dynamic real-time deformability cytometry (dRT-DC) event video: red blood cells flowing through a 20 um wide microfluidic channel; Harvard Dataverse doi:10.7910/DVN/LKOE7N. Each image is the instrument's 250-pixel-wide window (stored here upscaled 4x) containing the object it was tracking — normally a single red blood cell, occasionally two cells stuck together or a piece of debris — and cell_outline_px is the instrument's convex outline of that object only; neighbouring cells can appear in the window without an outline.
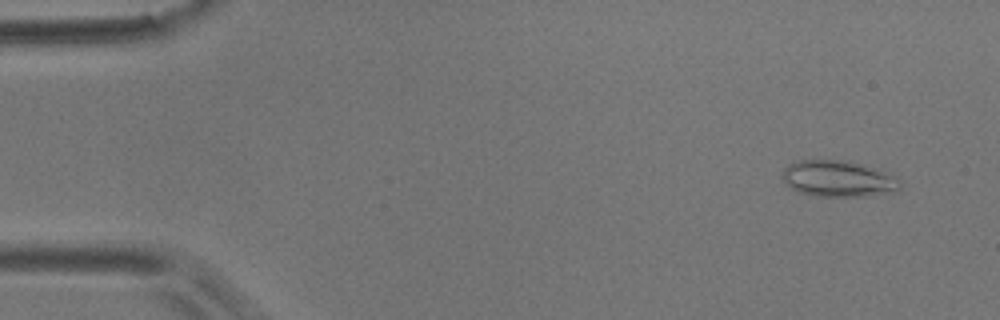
{"species": "common noctule bat (a hibernating species)", "species_latin": "Nyctalus noctula", "temperature_condition": "room temperature", "stored_images_in_passage": 55, "camera_frame_rate_fps": 3000, "um_per_image_px": 0.085, "animal": {"sex": "male", "body_mass_g": 17.9}, "frame": {"image": 1, "passage_image": 4, "time_ms": 1.0, "image_size_px": [1000, 320], "cell_outline_px": [[900, 188], [896, 192], [868, 196], [816, 196], [800, 192], [792, 188], [780, 176], [784, 168], [788, 164], [800, 160], [844, 160], [864, 164], [880, 168], [900, 180]], "centroid_in_image_um": [71.29, 15.18], "position_along_channel_um": 13.7, "area_um2": 25.14}}
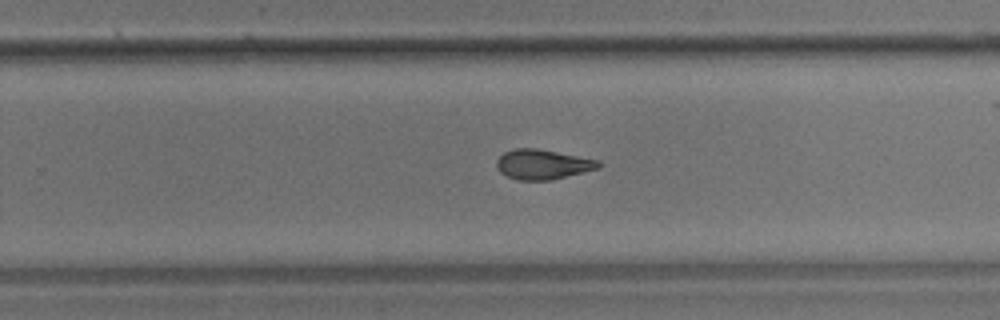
{"frame": {"image": 2, "passage_image": 35, "time_ms": 11.333, "image_size_px": [1000, 320], "cell_outline_px": [[600, 168], [552, 180], [516, 180], [500, 172], [496, 168], [496, 160], [504, 152], [516, 148], [536, 148], [596, 160], [600, 164]], "centroid_in_image_um": [46.08, 13.98], "position_along_channel_um": 283.7, "area_um2": 17.57}}
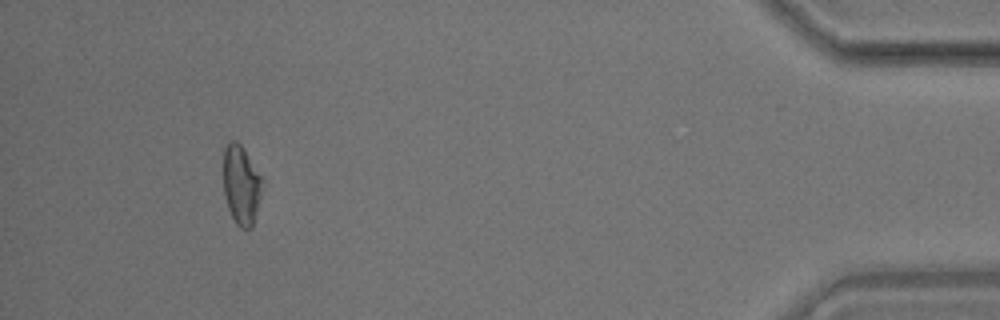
{"frame": {"image": 3, "passage_image": 51, "time_ms": 16.667, "image_size_px": [1000, 320], "cell_outline_px": [[264, 180], [260, 200], [252, 228], [240, 228], [236, 224], [228, 208], [224, 196], [224, 148], [232, 140], [236, 140], [244, 148]], "centroid_in_image_um": [20.53, 15.72], "position_along_channel_um": 414.7, "area_um2": 18.09}, "authors_computed_cell_mechanics": {"area_um2": 18.7272, "velocity_mm_per_s": 3.6631, "shape_relaxation_time_tau1_ms": null, "shape_relaxation_time_tau2_ms": 2.7722, "deformation_change_tau1": null, "deformation_change_tau2": 0.1017}}